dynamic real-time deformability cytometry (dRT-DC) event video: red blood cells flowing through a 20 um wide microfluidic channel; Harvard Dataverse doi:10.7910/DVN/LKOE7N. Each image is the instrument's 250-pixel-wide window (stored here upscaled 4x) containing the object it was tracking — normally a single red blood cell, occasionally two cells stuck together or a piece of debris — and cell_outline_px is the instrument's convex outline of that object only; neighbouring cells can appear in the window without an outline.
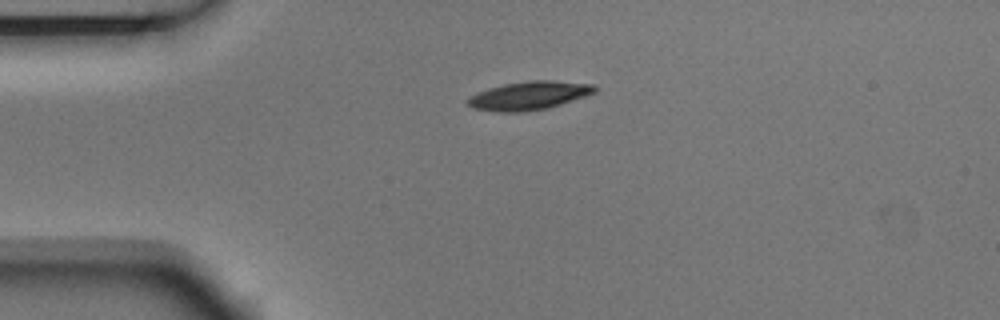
{"species": "Egyptian fruit bat (a non-hibernating species)", "species_latin": "Rousettus aegyptiacus", "temperature_condition": "room temperature", "stored_images_in_passage": 2, "camera_frame_rate_fps": 3000, "um_per_image_px": 0.085, "animal": {"sex": "male"}, "frame": {"image": 1, "passage_image": 1, "time_ms": 0.0, "image_size_px": [1000, 320], "cell_outline_px": [[600, 88], [596, 92], [548, 108], [520, 112], [496, 112], [472, 108], [468, 104], [468, 96], [488, 88], [504, 84], [528, 80], [552, 80], [596, 84]], "centroid_in_image_um": [44.99, 8.11], "position_along_channel_um": 40.0, "area_um2": 21.21}}